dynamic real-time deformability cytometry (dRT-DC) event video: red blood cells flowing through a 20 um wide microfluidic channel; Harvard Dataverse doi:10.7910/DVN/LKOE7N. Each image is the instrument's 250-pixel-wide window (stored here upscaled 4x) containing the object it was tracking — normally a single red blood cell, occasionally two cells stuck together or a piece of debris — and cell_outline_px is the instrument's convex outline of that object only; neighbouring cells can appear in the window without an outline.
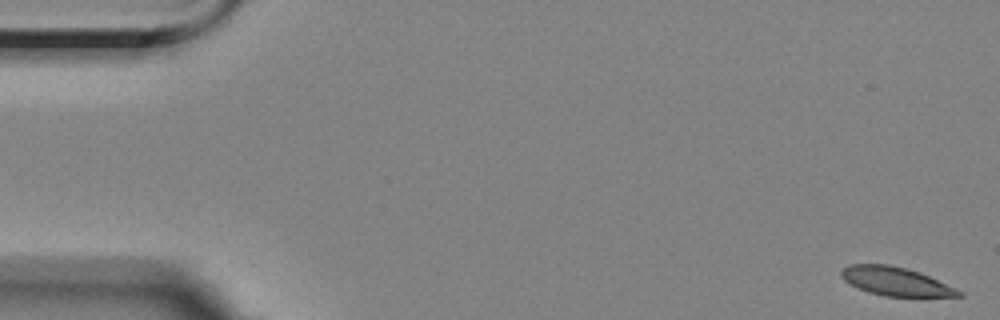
{"species": "Egyptian fruit bat (a non-hibernating species)", "species_latin": "Rousettus aegyptiacus", "temperature_condition": "room temperature", "stored_images_in_passage": 58, "segment_of_instrument_passage": [1, 2], "camera_frame_rate_fps": 3000, "um_per_image_px": 0.085, "animal": {"sex": "female"}, "frame": {"image": 1, "passage_image": 1, "time_ms": 0.0, "image_size_px": [1000, 320], "cell_outline_px": [[964, 296], [884, 296], [868, 292], [856, 288], [844, 280], [840, 276], [840, 268], [848, 264], [888, 264], [908, 268], [920, 272], [956, 288], [964, 292]], "centroid_in_image_um": [76.09, 23.9], "position_along_channel_um": 8.9, "area_um2": 19.77}}
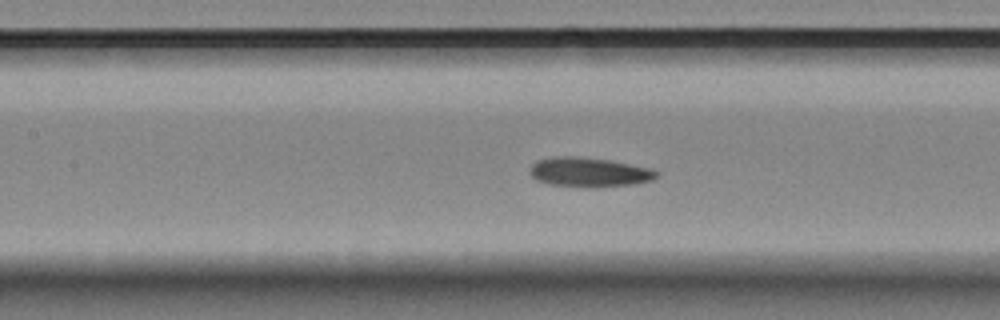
{"frame": {"image": 2, "passage_image": 25, "time_ms": 8.0, "image_size_px": [1000, 320], "cell_outline_px": [[660, 172], [652, 180], [632, 184], [552, 184], [536, 180], [528, 172], [528, 168], [536, 160], [552, 156], [580, 156], [612, 160], [652, 168]], "centroid_in_image_um": [50.04, 14.55], "position_along_channel_um": 157.4, "area_um2": 20.98}}
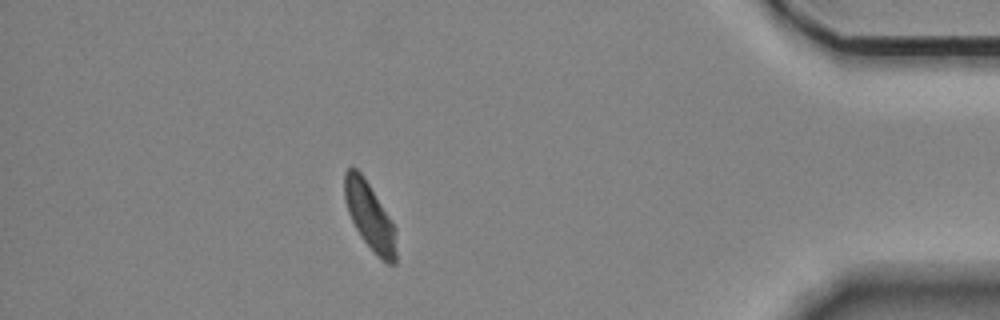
{"frame": {"image": 3, "passage_image": 50, "time_ms": 16.333, "image_size_px": [1000, 320], "cell_outline_px": [[396, 264], [388, 264], [380, 260], [364, 240], [356, 228], [348, 212], [344, 200], [344, 172], [348, 168], [356, 168], [364, 176], [396, 228]], "centroid_in_image_um": [31.43, 18.39], "position_along_channel_um": 403.8, "area_um2": 20.23}}